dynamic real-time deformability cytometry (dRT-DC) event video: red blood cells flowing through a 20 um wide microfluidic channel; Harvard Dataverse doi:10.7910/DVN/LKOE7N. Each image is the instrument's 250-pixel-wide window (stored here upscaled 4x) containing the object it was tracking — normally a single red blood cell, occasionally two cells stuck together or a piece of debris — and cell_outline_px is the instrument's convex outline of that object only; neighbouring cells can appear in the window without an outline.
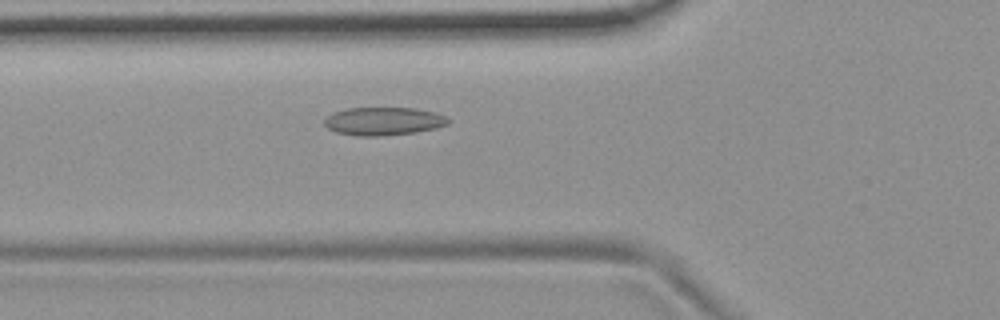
{"species": "common noctule bat (a hibernating species)", "species_latin": "Nyctalus noctula", "temperature_condition": "room temperature", "stored_images_in_passage": 41, "camera_frame_rate_fps": 3000, "um_per_image_px": 0.085, "animal": {"sex": "female", "body_mass_g": 19.9}, "frame": {"image": 1, "passage_image": 6, "time_ms": 1.667, "image_size_px": [1000, 320], "cell_outline_px": [[448, 124], [436, 128], [416, 132], [384, 136], [356, 136], [336, 132], [328, 128], [324, 124], [324, 120], [328, 116], [336, 112], [348, 108], [416, 108], [436, 112], [444, 116], [448, 120]], "centroid_in_image_um": [32.6, 10.31], "position_along_channel_um": 93.2, "area_um2": 20.23}}
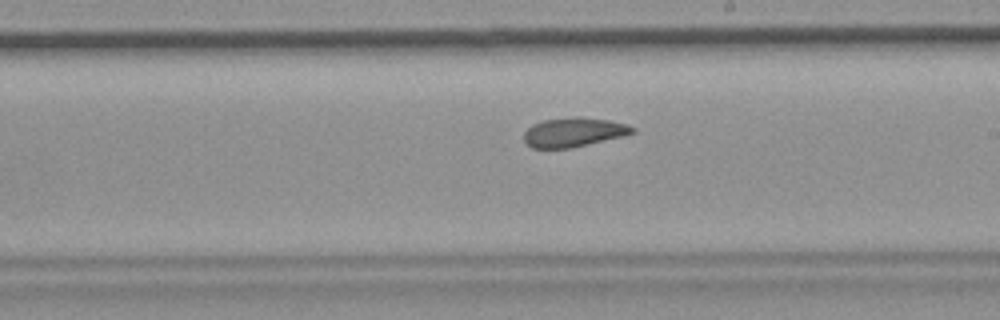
{"frame": {"image": 2, "passage_image": 18, "time_ms": 5.667, "image_size_px": [1000, 320], "cell_outline_px": [[636, 132], [624, 136], [572, 148], [532, 148], [524, 140], [524, 132], [532, 124], [544, 120], [580, 116], [608, 120], [628, 124], [636, 128]], "centroid_in_image_um": [48.8, 11.24], "position_along_channel_um": 240.2, "area_um2": 18.61}}
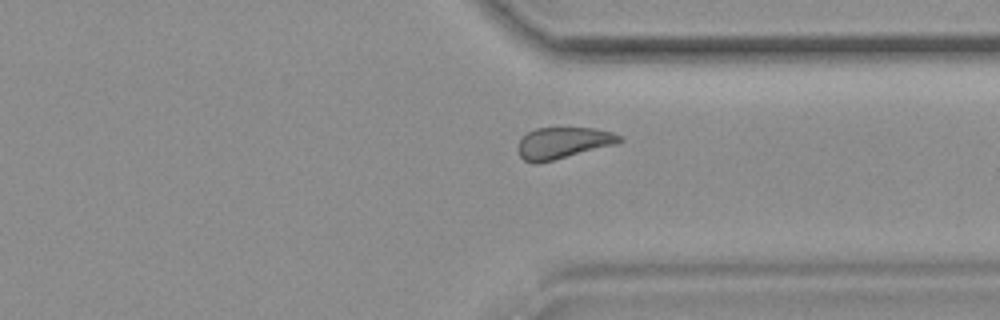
{"frame": {"image": 3, "passage_image": 28, "time_ms": 9.0, "image_size_px": [1000, 320], "cell_outline_px": [[624, 140], [620, 144], [536, 164], [532, 164], [524, 160], [520, 156], [516, 148], [520, 140], [528, 132], [536, 128], [596, 128], [612, 132], [620, 136]], "centroid_in_image_um": [47.89, 12.16], "position_along_channel_um": 363.5, "area_um2": 18.84}, "authors_computed_cell_mechanics": {"area_um2": 19.074, "velocity_mm_per_s": 3.6825, "shape_relaxation_time_tau1_ms": null, "shape_relaxation_time_tau2_ms": 2.9369, "deformation_change_tau1": null, "deformation_change_tau2": 0.0749}}